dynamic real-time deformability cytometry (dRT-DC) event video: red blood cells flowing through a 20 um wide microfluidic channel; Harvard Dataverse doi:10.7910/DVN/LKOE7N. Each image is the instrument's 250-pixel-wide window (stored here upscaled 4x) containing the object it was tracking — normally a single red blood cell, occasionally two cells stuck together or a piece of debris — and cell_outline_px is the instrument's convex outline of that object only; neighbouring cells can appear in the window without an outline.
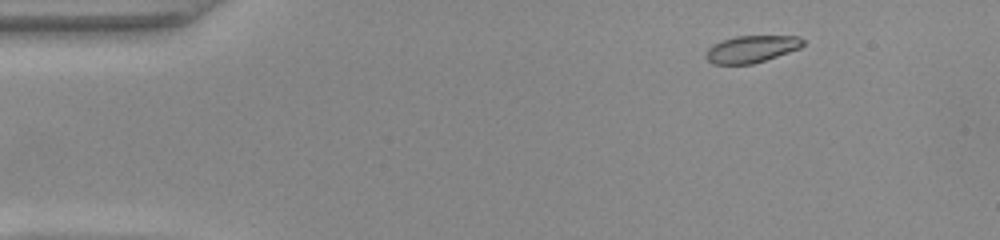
{"species": "common noctule bat (a hibernating species)", "species_latin": "Nyctalus noctula", "temperature_condition": "warm", "stored_images_in_passage": 49, "camera_frame_rate_fps": 3000, "um_per_image_px": 0.085, "animal": {"sex": "female", "body_mass_g": 22.0, "forearm_length_mm": 56.7}, "frame": {"image": 1, "passage_image": 4, "time_ms": 1.0, "image_size_px": [1000, 240], "cell_outline_px": [[804, 44], [800, 48], [752, 64], [712, 64], [704, 56], [708, 48], [720, 40], [736, 36], [800, 36], [804, 40]], "centroid_in_image_um": [63.85, 4.16], "position_along_channel_um": 21.1, "area_um2": 15.26}}
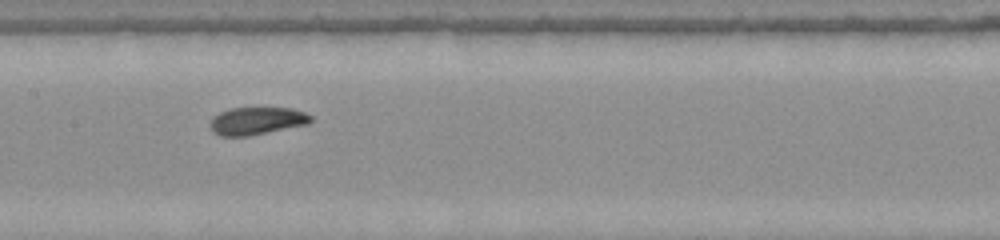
{"frame": {"image": 2, "passage_image": 23, "time_ms": 7.333, "image_size_px": [1000, 240], "cell_outline_px": [[312, 120], [308, 124], [248, 136], [220, 136], [212, 132], [212, 116], [220, 112], [232, 108], [292, 108], [304, 112], [312, 116]], "centroid_in_image_um": [21.84, 10.27], "position_along_channel_um": 185.6, "area_um2": 16.07}}
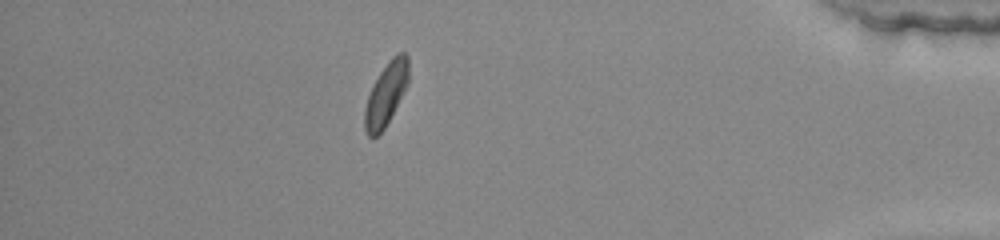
{"frame": {"image": 3, "passage_image": 43, "time_ms": 14.0, "image_size_px": [1000, 240], "cell_outline_px": [[408, 84], [384, 128], [376, 136], [368, 136], [364, 128], [364, 108], [368, 96], [380, 72], [388, 60], [396, 52], [404, 52], [408, 56]], "centroid_in_image_um": [32.81, 7.96], "position_along_channel_um": 402.4, "area_um2": 15.84}, "authors_computed_cell_mechanics": {"area_um2": 16.0106, "velocity_mm_per_s": 3.9251, "shape_relaxation_time_tau1_ms": 3.398, "shape_relaxation_time_tau2_ms": 1.7776, "deformation_change_tau1": 0.1191, "deformation_change_tau2": 0.0599}}